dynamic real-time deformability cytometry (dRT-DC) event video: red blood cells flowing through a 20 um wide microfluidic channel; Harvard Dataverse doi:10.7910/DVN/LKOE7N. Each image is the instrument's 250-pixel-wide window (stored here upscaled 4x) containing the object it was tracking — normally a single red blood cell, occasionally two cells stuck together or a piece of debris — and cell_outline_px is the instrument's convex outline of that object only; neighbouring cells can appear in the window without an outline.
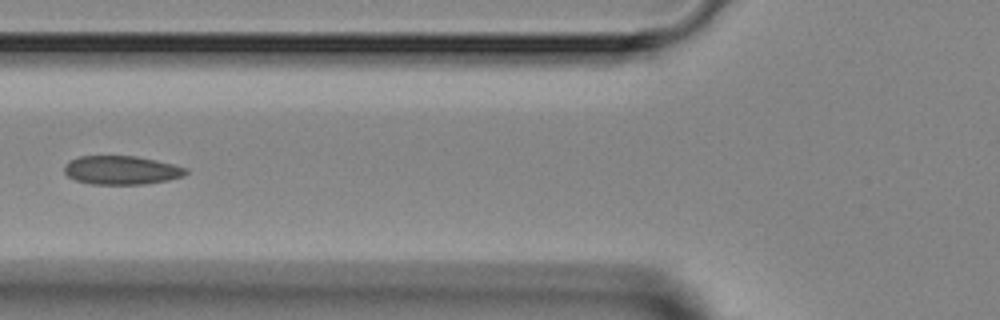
{"species": "Egyptian fruit bat (a non-hibernating species)", "species_latin": "Rousettus aegyptiacus", "temperature_condition": "room temperature", "stored_images_in_passage": 6, "camera_frame_rate_fps": 3000, "um_per_image_px": 0.085, "animal": {"sex": "female"}, "frame": {"image": 1, "passage_image": 4, "time_ms": 4.333, "image_size_px": [1000, 320], "cell_outline_px": [[188, 172], [184, 176], [168, 180], [144, 184], [92, 184], [76, 180], [68, 176], [64, 172], [64, 164], [68, 160], [80, 156], [136, 156], [156, 160], [188, 168]], "centroid_in_image_um": [10.31, 14.46], "position_along_channel_um": 115.5, "area_um2": 20.4}}
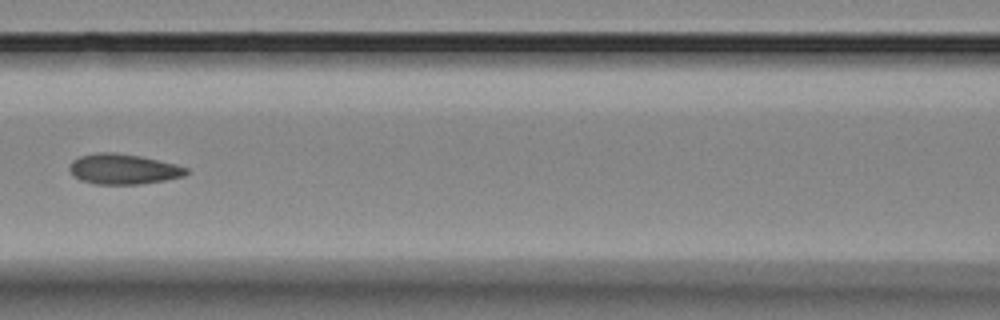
{"frame": {"image": 2, "passage_image": 5, "time_ms": 5.333, "image_size_px": [1000, 320], "cell_outline_px": [[188, 172], [184, 176], [164, 180], [140, 184], [96, 184], [80, 180], [72, 176], [68, 168], [72, 160], [80, 156], [96, 152], [116, 152], [140, 156], [176, 164], [188, 168]], "centroid_in_image_um": [10.44, 14.37], "position_along_channel_um": 156.2, "area_um2": 20.75}}
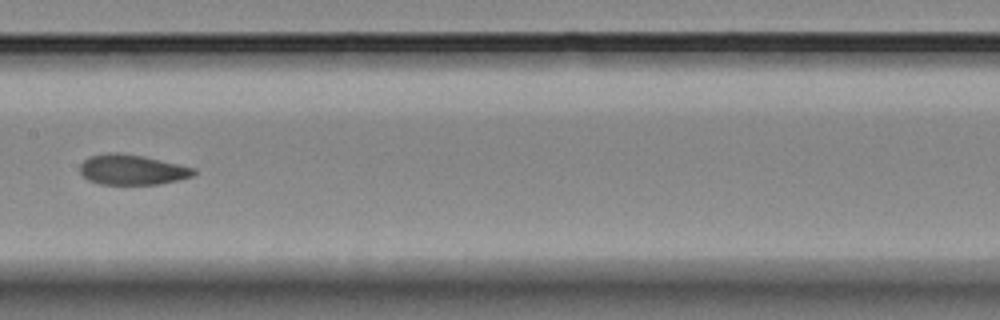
{"frame": {"image": 3, "passage_image": 6, "time_ms": 6.333, "image_size_px": [1000, 320], "cell_outline_px": [[196, 176], [180, 180], [160, 184], [100, 184], [88, 180], [80, 172], [80, 164], [88, 156], [108, 152], [120, 152], [144, 156], [180, 164], [196, 168]], "centroid_in_image_um": [11.27, 14.41], "position_along_channel_um": 196.1, "area_um2": 20.4}}